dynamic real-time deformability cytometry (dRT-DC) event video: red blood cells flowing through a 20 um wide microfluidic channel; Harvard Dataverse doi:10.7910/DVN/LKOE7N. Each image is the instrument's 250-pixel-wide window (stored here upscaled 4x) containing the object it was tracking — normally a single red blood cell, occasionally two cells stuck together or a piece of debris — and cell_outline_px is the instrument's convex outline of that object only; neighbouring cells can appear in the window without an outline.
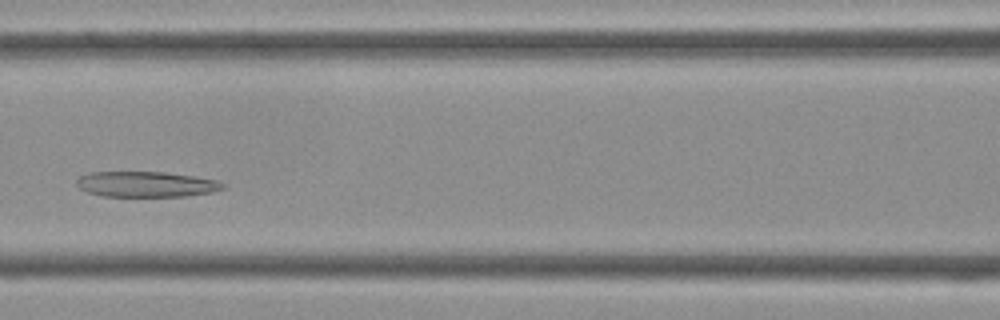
{"species": "Egyptian fruit bat (a non-hibernating species)", "species_latin": "Rousettus aegyptiacus", "temperature_condition": "cold", "stored_images_in_passage": 39, "camera_frame_rate_fps": 3000, "um_per_image_px": 0.085, "frame": {"image": 1, "passage_image": 14, "time_ms": 4.333, "image_size_px": [1000, 320], "cell_outline_px": [[228, 184], [224, 188], [212, 192], [188, 196], [104, 196], [88, 192], [80, 188], [76, 184], [76, 180], [80, 176], [92, 172], [164, 172], [196, 176], [216, 180]], "centroid_in_image_um": [12.47, 15.66], "position_along_channel_um": 154.1, "area_um2": 21.79}}
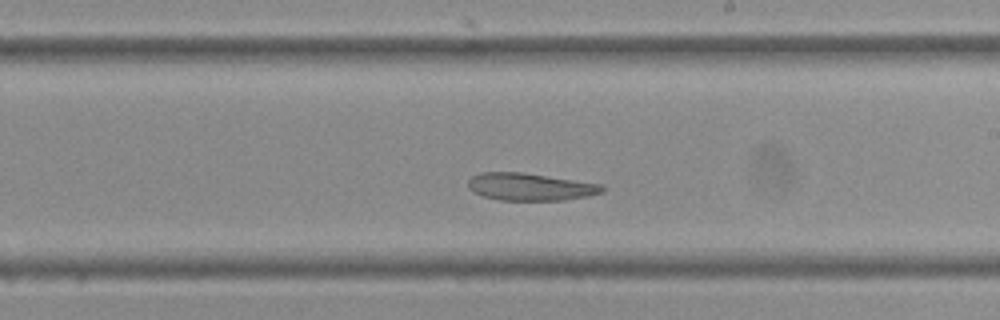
{"frame": {"image": 2, "passage_image": 20, "time_ms": 6.333, "image_size_px": [1000, 320], "cell_outline_px": [[604, 192], [588, 196], [564, 200], [500, 200], [484, 196], [472, 192], [468, 188], [468, 180], [472, 176], [480, 172], [524, 172], [600, 184], [604, 188]], "centroid_in_image_um": [45.03, 15.87], "position_along_channel_um": 244.0, "area_um2": 21.44}}
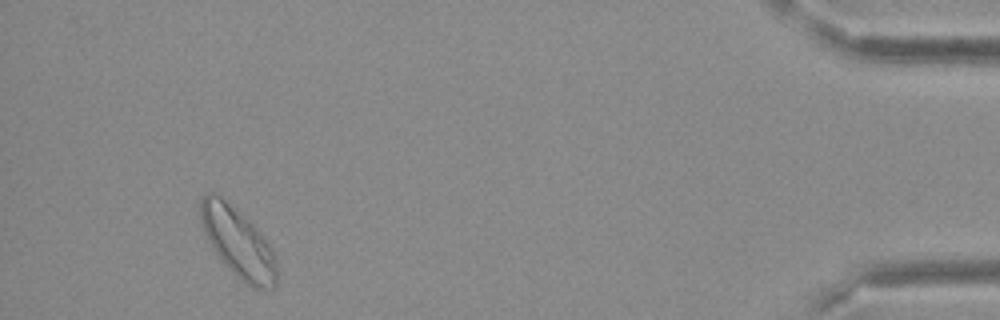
{"frame": {"image": 3, "passage_image": 36, "time_ms": 11.667, "image_size_px": [1000, 320], "cell_outline_px": [[276, 284], [272, 288], [252, 288], [240, 280], [220, 260], [208, 240], [204, 232], [200, 220], [200, 200], [204, 192], [212, 192], [220, 196], [248, 220], [264, 236], [272, 252], [276, 264]], "centroid_in_image_um": [20.19, 20.62], "position_along_channel_um": 415.0, "area_um2": 30.58}}